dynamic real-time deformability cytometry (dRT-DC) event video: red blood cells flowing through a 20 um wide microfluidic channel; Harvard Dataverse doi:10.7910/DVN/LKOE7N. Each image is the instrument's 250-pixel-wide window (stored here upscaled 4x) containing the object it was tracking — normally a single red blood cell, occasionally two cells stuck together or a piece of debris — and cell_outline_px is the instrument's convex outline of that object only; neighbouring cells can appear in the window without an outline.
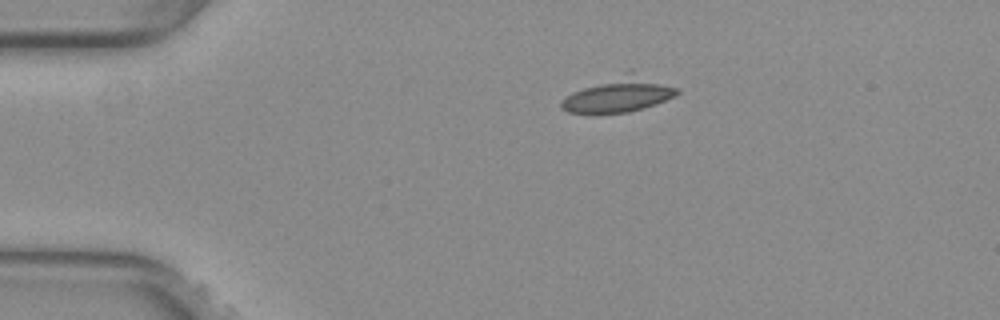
{"species": "common noctule bat (a hibernating species)", "species_latin": "Nyctalus noctula", "temperature_condition": "warm", "stored_images_in_passage": 40, "camera_frame_rate_fps": 3000, "um_per_image_px": 0.085, "animal": {"sex": "female", "body_mass_g": 29.2, "forearm_length_mm": 56.3}, "frame": {"image": 1, "passage_image": 1, "time_ms": 0.0, "image_size_px": [1000, 320], "cell_outline_px": [[680, 92], [676, 96], [644, 108], [628, 112], [568, 112], [560, 108], [560, 100], [572, 92], [628, 68], [632, 68], [680, 88]], "centroid_in_image_um": [52.68, 7.96], "position_along_channel_um": 32.3, "area_um2": 24.22}}
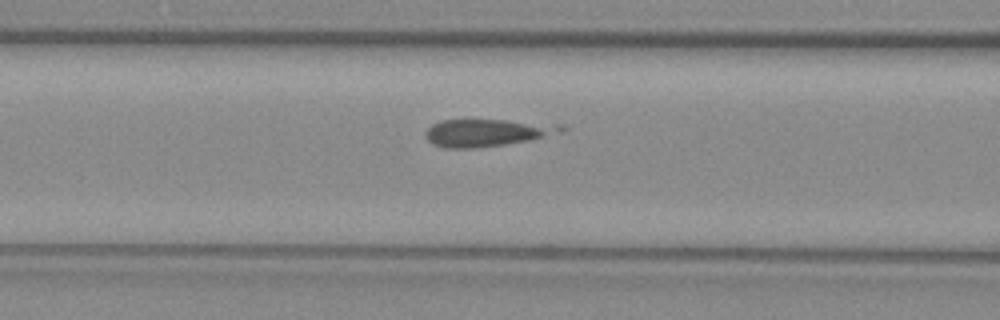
{"frame": {"image": 2, "passage_image": 12, "time_ms": 3.667, "image_size_px": [1000, 320], "cell_outline_px": [[564, 128], [528, 140], [504, 144], [472, 148], [448, 148], [432, 144], [424, 136], [424, 132], [432, 124], [440, 120], [504, 120], [564, 124]], "centroid_in_image_um": [41.24, 11.26], "position_along_channel_um": 125.4, "area_um2": 21.04}}
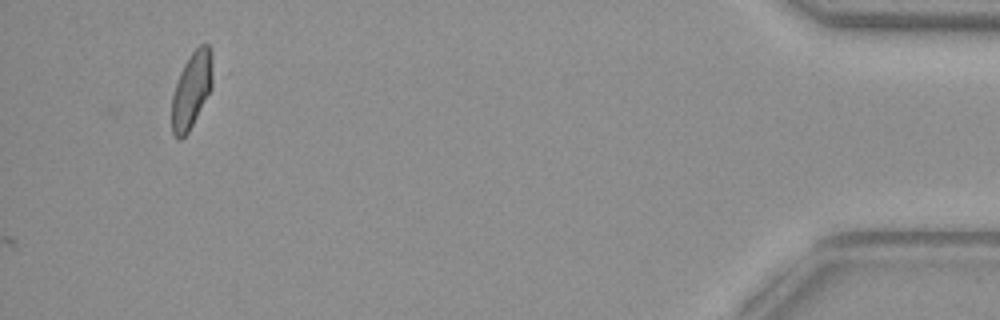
{"frame": {"image": 3, "passage_image": 40, "time_ms": 13.0, "image_size_px": [1000, 320], "cell_outline_px": [[216, 72], [212, 88], [188, 132], [180, 140], [176, 140], [172, 132], [172, 96], [180, 72], [188, 56], [200, 44], [208, 44], [212, 56]], "centroid_in_image_um": [16.33, 7.61], "position_along_channel_um": 418.9, "area_um2": 18.5}}